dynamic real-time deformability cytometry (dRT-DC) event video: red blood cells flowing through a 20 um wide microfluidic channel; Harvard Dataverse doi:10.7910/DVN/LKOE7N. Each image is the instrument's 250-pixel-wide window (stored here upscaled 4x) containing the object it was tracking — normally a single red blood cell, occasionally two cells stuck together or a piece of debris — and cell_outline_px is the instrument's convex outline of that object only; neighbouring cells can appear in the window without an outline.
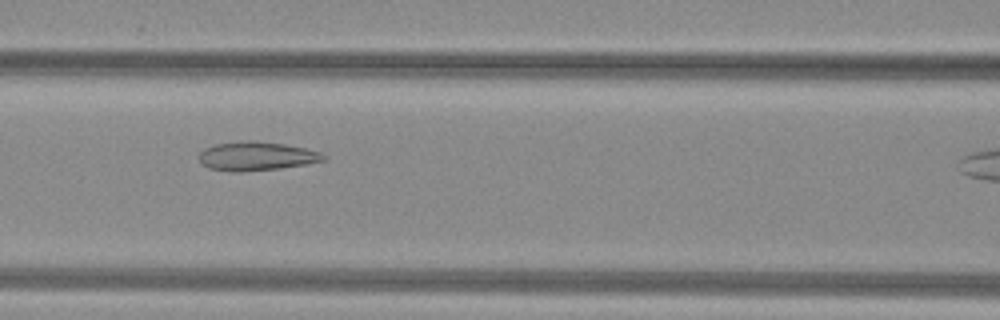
{"species": "common noctule bat (a hibernating species)", "species_latin": "Nyctalus noctula", "temperature_condition": "warm", "stored_images_in_passage": 27, "camera_frame_rate_fps": 3000, "um_per_image_px": 0.085, "animal": {"sex": "female", "body_mass_g": 29.2, "forearm_length_mm": 56.3}, "frame": {"image": 1, "passage_image": 14, "time_ms": 4.333, "image_size_px": [1000, 320], "cell_outline_px": [[328, 156], [324, 160], [304, 164], [280, 168], [240, 172], [232, 172], [208, 168], [200, 164], [196, 156], [204, 148], [216, 144], [248, 140], [256, 140], [284, 144], [304, 148], [320, 152]], "centroid_in_image_um": [21.73, 13.27], "position_along_channel_um": 144.9, "area_um2": 21.1}}
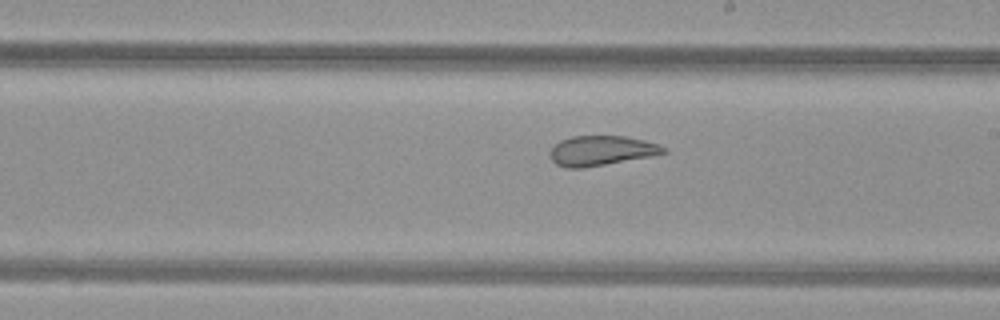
{"frame": {"image": 2, "passage_image": 21, "time_ms": 6.667, "image_size_px": [1000, 320], "cell_outline_px": [[668, 152], [648, 156], [584, 168], [568, 168], [556, 164], [552, 160], [548, 152], [560, 140], [572, 136], [624, 136], [644, 140], [660, 144], [668, 148]], "centroid_in_image_um": [51.11, 12.8], "position_along_channel_um": 237.9, "area_um2": 19.65}}
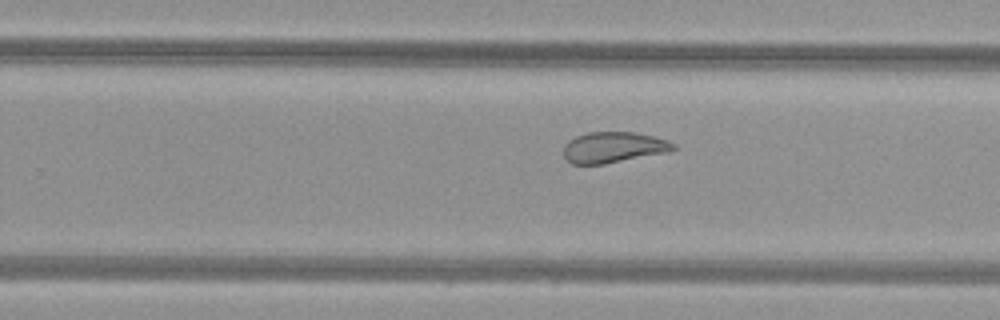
{"frame": {"image": 3, "passage_image": 24, "time_ms": 7.667, "image_size_px": [1000, 320], "cell_outline_px": [[676, 148], [672, 152], [604, 164], [572, 164], [564, 160], [564, 144], [568, 140], [576, 136], [588, 132], [636, 132], [668, 140], [676, 144]], "centroid_in_image_um": [52.16, 12.53], "position_along_channel_um": 277.6, "area_um2": 20.11}}